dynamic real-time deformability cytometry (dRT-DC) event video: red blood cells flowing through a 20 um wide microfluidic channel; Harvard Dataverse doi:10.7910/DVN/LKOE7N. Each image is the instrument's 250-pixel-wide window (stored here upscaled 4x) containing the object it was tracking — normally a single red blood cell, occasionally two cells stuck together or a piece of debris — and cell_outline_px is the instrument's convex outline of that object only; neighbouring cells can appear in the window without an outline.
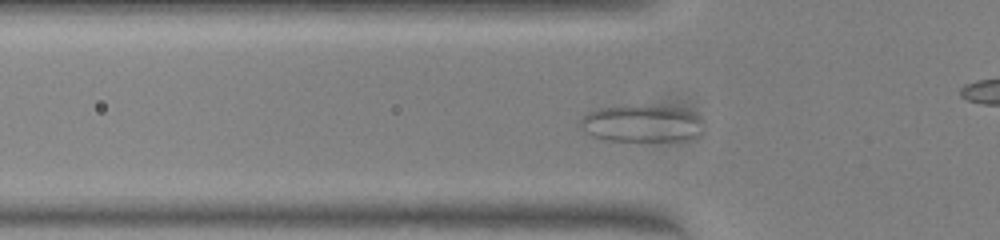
{"species": "common noctule bat (a hibernating species)", "species_latin": "Nyctalus noctula", "temperature_condition": "warm", "stored_images_in_passage": 43, "camera_frame_rate_fps": 3000, "um_per_image_px": 0.085, "animal": {"sex": "female", "body_mass_g": 23.0, "forearm_length_mm": 53.4}, "frame": {"image": 1, "passage_image": 7, "time_ms": 2.0, "image_size_px": [1000, 240], "cell_outline_px": [[700, 136], [684, 140], [608, 140], [592, 136], [584, 132], [580, 128], [580, 120], [588, 112], [600, 108], [620, 104], [644, 104], [680, 108], [692, 112], [700, 116]], "centroid_in_image_um": [54.51, 10.46], "position_along_channel_um": 71.3, "area_um2": 26.99}}
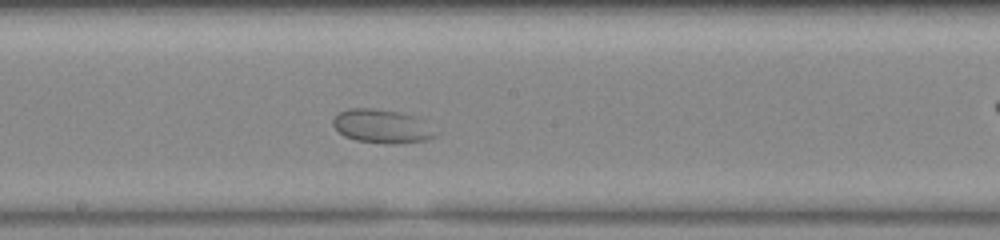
{"frame": {"image": 2, "passage_image": 18, "time_ms": 5.667, "image_size_px": [1000, 240], "cell_outline_px": [[440, 132], [436, 136], [428, 140], [392, 144], [384, 144], [356, 140], [344, 136], [332, 124], [332, 120], [340, 112], [348, 108], [372, 108], [396, 112], [412, 116]], "centroid_in_image_um": [32.46, 10.75], "position_along_channel_um": 215.7, "area_um2": 19.94}}
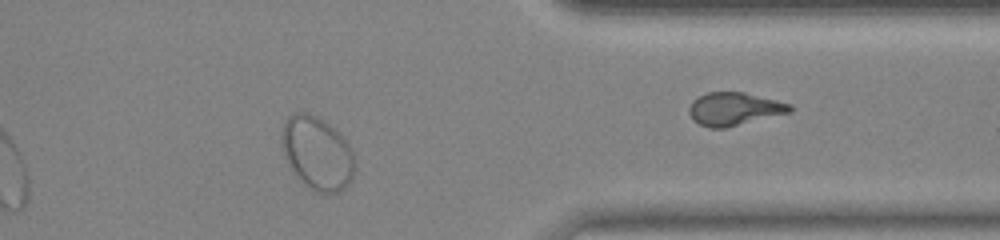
{"frame": {"image": 3, "passage_image": 32, "time_ms": 10.333, "image_size_px": [1000, 240], "cell_outline_px": [[356, 168], [352, 180], [340, 192], [316, 192], [304, 184], [292, 168], [284, 156], [284, 124], [288, 116], [292, 112], [304, 112], [316, 116], [324, 120], [336, 128], [340, 132], [348, 144], [356, 160]], "centroid_in_image_um": [27.03, 13.01], "position_along_channel_um": 384.4, "area_um2": 30.92}}